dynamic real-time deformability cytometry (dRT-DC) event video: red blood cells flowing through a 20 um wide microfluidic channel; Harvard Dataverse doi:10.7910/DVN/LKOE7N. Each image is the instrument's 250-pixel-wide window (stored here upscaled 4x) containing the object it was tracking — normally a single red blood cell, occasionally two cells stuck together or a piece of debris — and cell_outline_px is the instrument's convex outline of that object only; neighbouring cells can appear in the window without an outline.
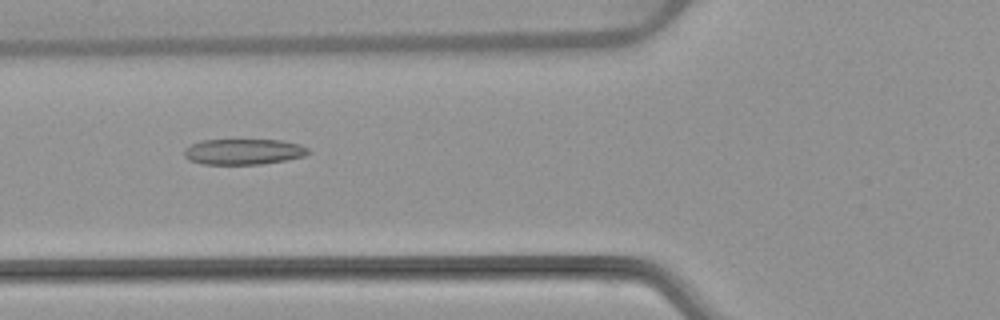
{"species": "common noctule bat (a hibernating species)", "species_latin": "Nyctalus noctula", "temperature_condition": "warm", "stored_images_in_passage": 6, "camera_frame_rate_fps": 3000, "um_per_image_px": 0.085, "animal": {"sex": "female", "body_mass_g": 22.7, "forearm_length_mm": 54.2}, "frame": {"image": 1, "passage_image": 6, "time_ms": 6.0, "image_size_px": [1000, 320], "cell_outline_px": [[312, 152], [304, 156], [284, 160], [260, 164], [200, 164], [188, 160], [184, 156], [184, 148], [192, 144], [204, 140], [280, 140], [300, 144], [308, 148]], "centroid_in_image_um": [20.69, 12.89], "position_along_channel_um": 105.1, "area_um2": 18.61}}